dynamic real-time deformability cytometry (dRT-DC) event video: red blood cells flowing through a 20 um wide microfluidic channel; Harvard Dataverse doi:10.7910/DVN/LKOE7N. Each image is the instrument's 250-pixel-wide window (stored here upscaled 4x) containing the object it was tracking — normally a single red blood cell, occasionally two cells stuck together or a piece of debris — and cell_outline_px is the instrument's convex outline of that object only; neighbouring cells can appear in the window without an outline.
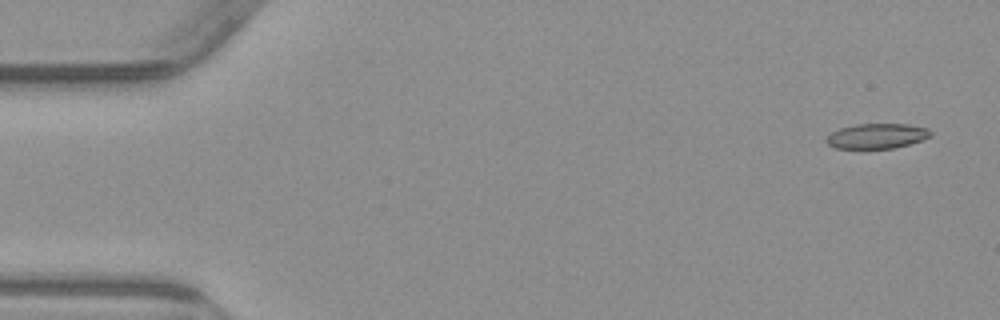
{"species": "common noctule bat (a hibernating species)", "species_latin": "Nyctalus noctula", "temperature_condition": "warm", "stored_images_in_passage": 8, "camera_frame_rate_fps": 3000, "um_per_image_px": 0.085, "animal": {"sex": "male", "body_mass_g": 23.1, "forearm_length_mm": 52.7}, "frame": {"image": 1, "passage_image": 1, "time_ms": 0.0, "image_size_px": [1000, 320], "cell_outline_px": [[932, 136], [908, 144], [892, 148], [836, 148], [828, 144], [824, 140], [832, 132], [840, 128], [856, 124], [908, 124], [928, 128], [932, 132]], "centroid_in_image_um": [74.54, 11.55], "position_along_channel_um": 10.5, "area_um2": 15.09}}
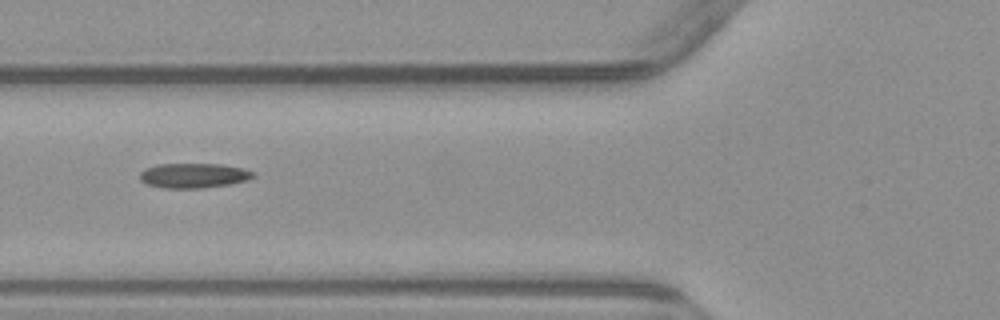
{"frame": {"image": 2, "passage_image": 6, "time_ms": 6.0, "image_size_px": [1000, 320], "cell_outline_px": [[256, 176], [248, 180], [228, 184], [200, 188], [164, 188], [148, 184], [140, 180], [140, 172], [144, 168], [156, 164], [224, 164], [256, 172]], "centroid_in_image_um": [16.46, 14.91], "position_along_channel_um": 109.3, "area_um2": 16.42}}
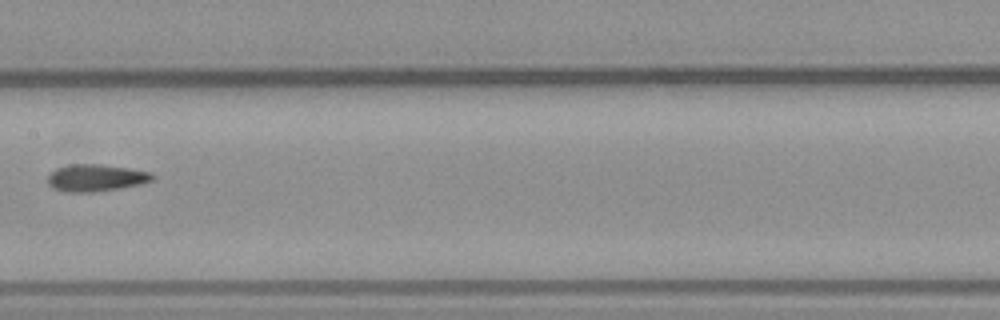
{"frame": {"image": 3, "passage_image": 8, "time_ms": 8.333, "image_size_px": [1000, 320], "cell_outline_px": [[156, 176], [152, 180], [140, 184], [116, 188], [88, 192], [68, 192], [52, 188], [48, 184], [48, 176], [56, 168], [72, 164], [100, 164], [128, 168], [152, 172]], "centroid_in_image_um": [8.15, 15.1], "position_along_channel_um": 199.3, "area_um2": 16.3}}